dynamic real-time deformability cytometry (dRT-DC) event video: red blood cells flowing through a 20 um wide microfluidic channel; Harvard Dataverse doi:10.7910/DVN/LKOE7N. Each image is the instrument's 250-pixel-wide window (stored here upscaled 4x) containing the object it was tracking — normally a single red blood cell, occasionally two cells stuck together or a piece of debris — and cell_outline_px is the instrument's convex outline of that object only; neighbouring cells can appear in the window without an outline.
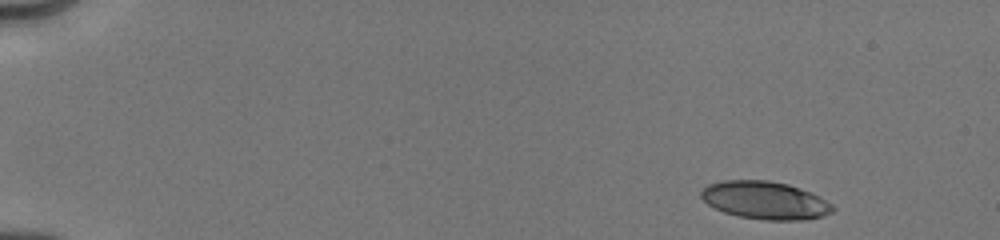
{"species": "human", "species_latin": "Homo sapiens", "temperature_condition": "cold", "stored_images_in_passage": 15, "camera_frame_rate_fps": 3000, "um_per_image_px": 0.085, "donor": {"sex": "male"}, "frame": {"image": 1, "passage_image": 1, "time_ms": 0.0, "image_size_px": [1000, 240], "cell_outline_px": [[836, 208], [832, 212], [824, 216], [800, 220], [764, 220], [740, 216], [724, 212], [708, 204], [700, 196], [700, 192], [708, 184], [724, 180], [768, 180], [788, 184], [812, 192], [820, 196], [832, 204]], "centroid_in_image_um": [65.06, 17.02], "position_along_channel_um": 19.9, "area_um2": 29.07}}
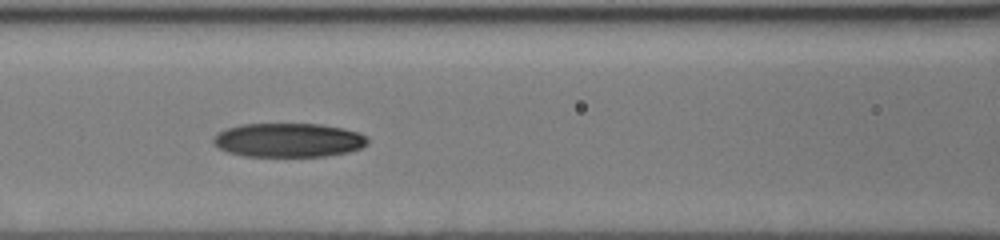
{"frame": {"image": 2, "passage_image": 7, "time_ms": 6.333, "image_size_px": [1000, 240], "cell_outline_px": [[368, 144], [360, 148], [348, 152], [324, 156], [244, 156], [228, 152], [220, 148], [212, 140], [220, 132], [228, 128], [240, 124], [320, 124], [344, 128], [360, 132], [368, 136]], "centroid_in_image_um": [24.58, 11.9], "position_along_channel_um": 142.0, "area_um2": 30.52}}
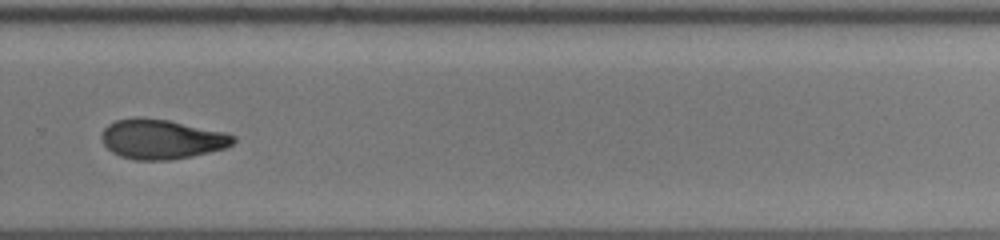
{"frame": {"image": 3, "passage_image": 13, "time_ms": 10.667, "image_size_px": [1000, 240], "cell_outline_px": [[236, 140], [232, 144], [224, 148], [192, 156], [168, 160], [136, 160], [120, 156], [112, 152], [104, 144], [100, 136], [104, 128], [108, 124], [116, 120], [136, 116], [140, 116], [168, 120], [228, 132], [236, 136]], "centroid_in_image_um": [13.73, 11.81], "position_along_channel_um": 316.1, "area_um2": 30.69}}